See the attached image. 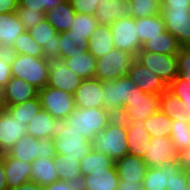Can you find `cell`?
I'll list each match as a JSON object with an SVG mask.
<instances>
[{
  "label": "cell",
  "mask_w": 190,
  "mask_h": 190,
  "mask_svg": "<svg viewBox=\"0 0 190 190\" xmlns=\"http://www.w3.org/2000/svg\"><path fill=\"white\" fill-rule=\"evenodd\" d=\"M83 79L72 72L64 60L51 61L48 86L74 95Z\"/></svg>",
  "instance_id": "17"
},
{
  "label": "cell",
  "mask_w": 190,
  "mask_h": 190,
  "mask_svg": "<svg viewBox=\"0 0 190 190\" xmlns=\"http://www.w3.org/2000/svg\"><path fill=\"white\" fill-rule=\"evenodd\" d=\"M117 81L121 85L122 103L125 110L127 107H130V101L133 99L136 93L139 92V89L133 84L127 75L119 77Z\"/></svg>",
  "instance_id": "47"
},
{
  "label": "cell",
  "mask_w": 190,
  "mask_h": 190,
  "mask_svg": "<svg viewBox=\"0 0 190 190\" xmlns=\"http://www.w3.org/2000/svg\"><path fill=\"white\" fill-rule=\"evenodd\" d=\"M72 124L60 121L55 136L52 137L56 156L77 158L81 161L92 149L91 141L79 133Z\"/></svg>",
  "instance_id": "4"
},
{
  "label": "cell",
  "mask_w": 190,
  "mask_h": 190,
  "mask_svg": "<svg viewBox=\"0 0 190 190\" xmlns=\"http://www.w3.org/2000/svg\"><path fill=\"white\" fill-rule=\"evenodd\" d=\"M7 154L28 163L34 162L38 157L44 159L56 157L52 138L36 139L29 134L15 143Z\"/></svg>",
  "instance_id": "5"
},
{
  "label": "cell",
  "mask_w": 190,
  "mask_h": 190,
  "mask_svg": "<svg viewBox=\"0 0 190 190\" xmlns=\"http://www.w3.org/2000/svg\"><path fill=\"white\" fill-rule=\"evenodd\" d=\"M182 165L179 161H170L161 167H148L143 179V190H166L171 178L176 176L181 170Z\"/></svg>",
  "instance_id": "20"
},
{
  "label": "cell",
  "mask_w": 190,
  "mask_h": 190,
  "mask_svg": "<svg viewBox=\"0 0 190 190\" xmlns=\"http://www.w3.org/2000/svg\"><path fill=\"white\" fill-rule=\"evenodd\" d=\"M178 76L190 83V46H182L177 54Z\"/></svg>",
  "instance_id": "45"
},
{
  "label": "cell",
  "mask_w": 190,
  "mask_h": 190,
  "mask_svg": "<svg viewBox=\"0 0 190 190\" xmlns=\"http://www.w3.org/2000/svg\"><path fill=\"white\" fill-rule=\"evenodd\" d=\"M12 77L9 52H0V92Z\"/></svg>",
  "instance_id": "48"
},
{
  "label": "cell",
  "mask_w": 190,
  "mask_h": 190,
  "mask_svg": "<svg viewBox=\"0 0 190 190\" xmlns=\"http://www.w3.org/2000/svg\"><path fill=\"white\" fill-rule=\"evenodd\" d=\"M18 8V0H0V14L11 13Z\"/></svg>",
  "instance_id": "53"
},
{
  "label": "cell",
  "mask_w": 190,
  "mask_h": 190,
  "mask_svg": "<svg viewBox=\"0 0 190 190\" xmlns=\"http://www.w3.org/2000/svg\"><path fill=\"white\" fill-rule=\"evenodd\" d=\"M84 178L87 190H117L120 181L115 165L106 170H94Z\"/></svg>",
  "instance_id": "30"
},
{
  "label": "cell",
  "mask_w": 190,
  "mask_h": 190,
  "mask_svg": "<svg viewBox=\"0 0 190 190\" xmlns=\"http://www.w3.org/2000/svg\"><path fill=\"white\" fill-rule=\"evenodd\" d=\"M178 161L182 167H190V146L179 153Z\"/></svg>",
  "instance_id": "56"
},
{
  "label": "cell",
  "mask_w": 190,
  "mask_h": 190,
  "mask_svg": "<svg viewBox=\"0 0 190 190\" xmlns=\"http://www.w3.org/2000/svg\"><path fill=\"white\" fill-rule=\"evenodd\" d=\"M135 58L126 51L114 48L107 55L97 59L95 78L101 82L117 80L127 74Z\"/></svg>",
  "instance_id": "6"
},
{
  "label": "cell",
  "mask_w": 190,
  "mask_h": 190,
  "mask_svg": "<svg viewBox=\"0 0 190 190\" xmlns=\"http://www.w3.org/2000/svg\"><path fill=\"white\" fill-rule=\"evenodd\" d=\"M11 75L43 89L48 85L51 61L44 57H31L23 54H9Z\"/></svg>",
  "instance_id": "2"
},
{
  "label": "cell",
  "mask_w": 190,
  "mask_h": 190,
  "mask_svg": "<svg viewBox=\"0 0 190 190\" xmlns=\"http://www.w3.org/2000/svg\"><path fill=\"white\" fill-rule=\"evenodd\" d=\"M5 109L13 118L27 126L31 118H33L42 108L39 97H36L21 104L6 106Z\"/></svg>",
  "instance_id": "37"
},
{
  "label": "cell",
  "mask_w": 190,
  "mask_h": 190,
  "mask_svg": "<svg viewBox=\"0 0 190 190\" xmlns=\"http://www.w3.org/2000/svg\"><path fill=\"white\" fill-rule=\"evenodd\" d=\"M168 90L177 96L184 105V110L190 117V83L177 76L169 85Z\"/></svg>",
  "instance_id": "43"
},
{
  "label": "cell",
  "mask_w": 190,
  "mask_h": 190,
  "mask_svg": "<svg viewBox=\"0 0 190 190\" xmlns=\"http://www.w3.org/2000/svg\"><path fill=\"white\" fill-rule=\"evenodd\" d=\"M182 168L186 177L187 185L189 186L190 189V167H182Z\"/></svg>",
  "instance_id": "60"
},
{
  "label": "cell",
  "mask_w": 190,
  "mask_h": 190,
  "mask_svg": "<svg viewBox=\"0 0 190 190\" xmlns=\"http://www.w3.org/2000/svg\"><path fill=\"white\" fill-rule=\"evenodd\" d=\"M160 13V0H130V16L134 19L150 17Z\"/></svg>",
  "instance_id": "42"
},
{
  "label": "cell",
  "mask_w": 190,
  "mask_h": 190,
  "mask_svg": "<svg viewBox=\"0 0 190 190\" xmlns=\"http://www.w3.org/2000/svg\"><path fill=\"white\" fill-rule=\"evenodd\" d=\"M94 16L99 24L110 26L115 21L130 16V0H100Z\"/></svg>",
  "instance_id": "24"
},
{
  "label": "cell",
  "mask_w": 190,
  "mask_h": 190,
  "mask_svg": "<svg viewBox=\"0 0 190 190\" xmlns=\"http://www.w3.org/2000/svg\"><path fill=\"white\" fill-rule=\"evenodd\" d=\"M64 0H18V7L29 8L33 11H40L45 14L50 9L63 3Z\"/></svg>",
  "instance_id": "46"
},
{
  "label": "cell",
  "mask_w": 190,
  "mask_h": 190,
  "mask_svg": "<svg viewBox=\"0 0 190 190\" xmlns=\"http://www.w3.org/2000/svg\"><path fill=\"white\" fill-rule=\"evenodd\" d=\"M60 60L67 58L78 50V47L73 45L68 36V31L60 33Z\"/></svg>",
  "instance_id": "50"
},
{
  "label": "cell",
  "mask_w": 190,
  "mask_h": 190,
  "mask_svg": "<svg viewBox=\"0 0 190 190\" xmlns=\"http://www.w3.org/2000/svg\"><path fill=\"white\" fill-rule=\"evenodd\" d=\"M27 31L43 48L45 59L49 61L60 59V33L46 19Z\"/></svg>",
  "instance_id": "10"
},
{
  "label": "cell",
  "mask_w": 190,
  "mask_h": 190,
  "mask_svg": "<svg viewBox=\"0 0 190 190\" xmlns=\"http://www.w3.org/2000/svg\"><path fill=\"white\" fill-rule=\"evenodd\" d=\"M59 121L46 110L41 109L27 125V134L36 139L52 138L55 136Z\"/></svg>",
  "instance_id": "27"
},
{
  "label": "cell",
  "mask_w": 190,
  "mask_h": 190,
  "mask_svg": "<svg viewBox=\"0 0 190 190\" xmlns=\"http://www.w3.org/2000/svg\"><path fill=\"white\" fill-rule=\"evenodd\" d=\"M75 14L76 12L72 8L69 0H64L63 3L45 12L44 18L55 28L57 32L61 33L70 30L73 25Z\"/></svg>",
  "instance_id": "29"
},
{
  "label": "cell",
  "mask_w": 190,
  "mask_h": 190,
  "mask_svg": "<svg viewBox=\"0 0 190 190\" xmlns=\"http://www.w3.org/2000/svg\"><path fill=\"white\" fill-rule=\"evenodd\" d=\"M114 48L115 47L110 26L99 24L95 28L92 36L89 38L87 50L96 59H99L107 55Z\"/></svg>",
  "instance_id": "28"
},
{
  "label": "cell",
  "mask_w": 190,
  "mask_h": 190,
  "mask_svg": "<svg viewBox=\"0 0 190 190\" xmlns=\"http://www.w3.org/2000/svg\"><path fill=\"white\" fill-rule=\"evenodd\" d=\"M81 161L77 158L66 157V155L56 156L54 158V166L58 174V180H72L76 176L81 175Z\"/></svg>",
  "instance_id": "41"
},
{
  "label": "cell",
  "mask_w": 190,
  "mask_h": 190,
  "mask_svg": "<svg viewBox=\"0 0 190 190\" xmlns=\"http://www.w3.org/2000/svg\"><path fill=\"white\" fill-rule=\"evenodd\" d=\"M2 155H3V153L0 151V160L2 159Z\"/></svg>",
  "instance_id": "61"
},
{
  "label": "cell",
  "mask_w": 190,
  "mask_h": 190,
  "mask_svg": "<svg viewBox=\"0 0 190 190\" xmlns=\"http://www.w3.org/2000/svg\"><path fill=\"white\" fill-rule=\"evenodd\" d=\"M38 97L41 108L59 122L68 117L76 108L74 95L48 85L39 90Z\"/></svg>",
  "instance_id": "7"
},
{
  "label": "cell",
  "mask_w": 190,
  "mask_h": 190,
  "mask_svg": "<svg viewBox=\"0 0 190 190\" xmlns=\"http://www.w3.org/2000/svg\"><path fill=\"white\" fill-rule=\"evenodd\" d=\"M115 165V161L106 154L91 149L81 160V175H90L92 171L99 169H110Z\"/></svg>",
  "instance_id": "35"
},
{
  "label": "cell",
  "mask_w": 190,
  "mask_h": 190,
  "mask_svg": "<svg viewBox=\"0 0 190 190\" xmlns=\"http://www.w3.org/2000/svg\"><path fill=\"white\" fill-rule=\"evenodd\" d=\"M136 59L159 76L167 86L178 76L177 55L139 52Z\"/></svg>",
  "instance_id": "9"
},
{
  "label": "cell",
  "mask_w": 190,
  "mask_h": 190,
  "mask_svg": "<svg viewBox=\"0 0 190 190\" xmlns=\"http://www.w3.org/2000/svg\"><path fill=\"white\" fill-rule=\"evenodd\" d=\"M160 111L172 121L185 118V115H187L182 101L168 89L160 95Z\"/></svg>",
  "instance_id": "40"
},
{
  "label": "cell",
  "mask_w": 190,
  "mask_h": 190,
  "mask_svg": "<svg viewBox=\"0 0 190 190\" xmlns=\"http://www.w3.org/2000/svg\"><path fill=\"white\" fill-rule=\"evenodd\" d=\"M166 31L182 46H190V10H161Z\"/></svg>",
  "instance_id": "15"
},
{
  "label": "cell",
  "mask_w": 190,
  "mask_h": 190,
  "mask_svg": "<svg viewBox=\"0 0 190 190\" xmlns=\"http://www.w3.org/2000/svg\"><path fill=\"white\" fill-rule=\"evenodd\" d=\"M9 54H23L31 57H44L43 48L37 44L27 30L23 31L7 51Z\"/></svg>",
  "instance_id": "38"
},
{
  "label": "cell",
  "mask_w": 190,
  "mask_h": 190,
  "mask_svg": "<svg viewBox=\"0 0 190 190\" xmlns=\"http://www.w3.org/2000/svg\"><path fill=\"white\" fill-rule=\"evenodd\" d=\"M135 24L137 27L138 39L141 44L166 31L161 13L150 17L135 19Z\"/></svg>",
  "instance_id": "33"
},
{
  "label": "cell",
  "mask_w": 190,
  "mask_h": 190,
  "mask_svg": "<svg viewBox=\"0 0 190 190\" xmlns=\"http://www.w3.org/2000/svg\"><path fill=\"white\" fill-rule=\"evenodd\" d=\"M25 31L17 11L0 14V49L8 51L16 38Z\"/></svg>",
  "instance_id": "26"
},
{
  "label": "cell",
  "mask_w": 190,
  "mask_h": 190,
  "mask_svg": "<svg viewBox=\"0 0 190 190\" xmlns=\"http://www.w3.org/2000/svg\"><path fill=\"white\" fill-rule=\"evenodd\" d=\"M27 134V126L13 118L0 107V151L7 153L11 147Z\"/></svg>",
  "instance_id": "16"
},
{
  "label": "cell",
  "mask_w": 190,
  "mask_h": 190,
  "mask_svg": "<svg viewBox=\"0 0 190 190\" xmlns=\"http://www.w3.org/2000/svg\"><path fill=\"white\" fill-rule=\"evenodd\" d=\"M67 183L70 184L73 190H87L83 175L76 176L72 180H68Z\"/></svg>",
  "instance_id": "55"
},
{
  "label": "cell",
  "mask_w": 190,
  "mask_h": 190,
  "mask_svg": "<svg viewBox=\"0 0 190 190\" xmlns=\"http://www.w3.org/2000/svg\"><path fill=\"white\" fill-rule=\"evenodd\" d=\"M150 146L144 155L143 160L150 168H158L170 161L179 160V152L174 147L170 137L150 138Z\"/></svg>",
  "instance_id": "13"
},
{
  "label": "cell",
  "mask_w": 190,
  "mask_h": 190,
  "mask_svg": "<svg viewBox=\"0 0 190 190\" xmlns=\"http://www.w3.org/2000/svg\"><path fill=\"white\" fill-rule=\"evenodd\" d=\"M126 75L139 90L145 93L161 95L168 89L159 76L143 66L136 58Z\"/></svg>",
  "instance_id": "11"
},
{
  "label": "cell",
  "mask_w": 190,
  "mask_h": 190,
  "mask_svg": "<svg viewBox=\"0 0 190 190\" xmlns=\"http://www.w3.org/2000/svg\"><path fill=\"white\" fill-rule=\"evenodd\" d=\"M2 159L8 189L31 181V163L12 158L7 153H3Z\"/></svg>",
  "instance_id": "23"
},
{
  "label": "cell",
  "mask_w": 190,
  "mask_h": 190,
  "mask_svg": "<svg viewBox=\"0 0 190 190\" xmlns=\"http://www.w3.org/2000/svg\"><path fill=\"white\" fill-rule=\"evenodd\" d=\"M31 181L40 187L50 185L58 181V174L54 166V158L44 159L38 157L31 163Z\"/></svg>",
  "instance_id": "32"
},
{
  "label": "cell",
  "mask_w": 190,
  "mask_h": 190,
  "mask_svg": "<svg viewBox=\"0 0 190 190\" xmlns=\"http://www.w3.org/2000/svg\"><path fill=\"white\" fill-rule=\"evenodd\" d=\"M141 188H142V185L124 184V182L120 180L117 190H141Z\"/></svg>",
  "instance_id": "59"
},
{
  "label": "cell",
  "mask_w": 190,
  "mask_h": 190,
  "mask_svg": "<svg viewBox=\"0 0 190 190\" xmlns=\"http://www.w3.org/2000/svg\"><path fill=\"white\" fill-rule=\"evenodd\" d=\"M180 47L176 38L170 32L165 31L159 34V36H155L143 42L140 52L177 55Z\"/></svg>",
  "instance_id": "31"
},
{
  "label": "cell",
  "mask_w": 190,
  "mask_h": 190,
  "mask_svg": "<svg viewBox=\"0 0 190 190\" xmlns=\"http://www.w3.org/2000/svg\"><path fill=\"white\" fill-rule=\"evenodd\" d=\"M115 116L104 107L100 108H75L63 122L72 124L79 133L89 141L103 131Z\"/></svg>",
  "instance_id": "3"
},
{
  "label": "cell",
  "mask_w": 190,
  "mask_h": 190,
  "mask_svg": "<svg viewBox=\"0 0 190 190\" xmlns=\"http://www.w3.org/2000/svg\"><path fill=\"white\" fill-rule=\"evenodd\" d=\"M145 129L148 131L149 137H170L172 130V120L168 118L162 111H158L145 120Z\"/></svg>",
  "instance_id": "39"
},
{
  "label": "cell",
  "mask_w": 190,
  "mask_h": 190,
  "mask_svg": "<svg viewBox=\"0 0 190 190\" xmlns=\"http://www.w3.org/2000/svg\"><path fill=\"white\" fill-rule=\"evenodd\" d=\"M166 190H190L183 169L171 178Z\"/></svg>",
  "instance_id": "52"
},
{
  "label": "cell",
  "mask_w": 190,
  "mask_h": 190,
  "mask_svg": "<svg viewBox=\"0 0 190 190\" xmlns=\"http://www.w3.org/2000/svg\"><path fill=\"white\" fill-rule=\"evenodd\" d=\"M9 190H42V187H40L35 182L29 181V182H26V183L20 185L19 187H14Z\"/></svg>",
  "instance_id": "57"
},
{
  "label": "cell",
  "mask_w": 190,
  "mask_h": 190,
  "mask_svg": "<svg viewBox=\"0 0 190 190\" xmlns=\"http://www.w3.org/2000/svg\"><path fill=\"white\" fill-rule=\"evenodd\" d=\"M160 110V95L148 94L139 90L120 115L123 120L145 121Z\"/></svg>",
  "instance_id": "12"
},
{
  "label": "cell",
  "mask_w": 190,
  "mask_h": 190,
  "mask_svg": "<svg viewBox=\"0 0 190 190\" xmlns=\"http://www.w3.org/2000/svg\"><path fill=\"white\" fill-rule=\"evenodd\" d=\"M0 190H9L6 184L3 159L0 160Z\"/></svg>",
  "instance_id": "58"
},
{
  "label": "cell",
  "mask_w": 190,
  "mask_h": 190,
  "mask_svg": "<svg viewBox=\"0 0 190 190\" xmlns=\"http://www.w3.org/2000/svg\"><path fill=\"white\" fill-rule=\"evenodd\" d=\"M104 108L114 116H120L124 111L121 85L117 80L103 82Z\"/></svg>",
  "instance_id": "34"
},
{
  "label": "cell",
  "mask_w": 190,
  "mask_h": 190,
  "mask_svg": "<svg viewBox=\"0 0 190 190\" xmlns=\"http://www.w3.org/2000/svg\"><path fill=\"white\" fill-rule=\"evenodd\" d=\"M110 28L114 47L136 57L142 44L138 39L135 19L132 16L123 17L110 25Z\"/></svg>",
  "instance_id": "8"
},
{
  "label": "cell",
  "mask_w": 190,
  "mask_h": 190,
  "mask_svg": "<svg viewBox=\"0 0 190 190\" xmlns=\"http://www.w3.org/2000/svg\"><path fill=\"white\" fill-rule=\"evenodd\" d=\"M69 69L82 79L95 78L97 59L85 47L63 59Z\"/></svg>",
  "instance_id": "25"
},
{
  "label": "cell",
  "mask_w": 190,
  "mask_h": 190,
  "mask_svg": "<svg viewBox=\"0 0 190 190\" xmlns=\"http://www.w3.org/2000/svg\"><path fill=\"white\" fill-rule=\"evenodd\" d=\"M103 82L97 78L83 79L74 93L76 108L104 107Z\"/></svg>",
  "instance_id": "18"
},
{
  "label": "cell",
  "mask_w": 190,
  "mask_h": 190,
  "mask_svg": "<svg viewBox=\"0 0 190 190\" xmlns=\"http://www.w3.org/2000/svg\"><path fill=\"white\" fill-rule=\"evenodd\" d=\"M16 11L25 30L33 28L45 19V14L40 11L35 12L25 7H18Z\"/></svg>",
  "instance_id": "44"
},
{
  "label": "cell",
  "mask_w": 190,
  "mask_h": 190,
  "mask_svg": "<svg viewBox=\"0 0 190 190\" xmlns=\"http://www.w3.org/2000/svg\"><path fill=\"white\" fill-rule=\"evenodd\" d=\"M127 131L128 154L143 158L150 146V137L145 129V121L124 120Z\"/></svg>",
  "instance_id": "21"
},
{
  "label": "cell",
  "mask_w": 190,
  "mask_h": 190,
  "mask_svg": "<svg viewBox=\"0 0 190 190\" xmlns=\"http://www.w3.org/2000/svg\"><path fill=\"white\" fill-rule=\"evenodd\" d=\"M161 10H190V0H160Z\"/></svg>",
  "instance_id": "51"
},
{
  "label": "cell",
  "mask_w": 190,
  "mask_h": 190,
  "mask_svg": "<svg viewBox=\"0 0 190 190\" xmlns=\"http://www.w3.org/2000/svg\"><path fill=\"white\" fill-rule=\"evenodd\" d=\"M118 177L124 184L142 185L147 164L143 158L127 154L123 158L115 161Z\"/></svg>",
  "instance_id": "19"
},
{
  "label": "cell",
  "mask_w": 190,
  "mask_h": 190,
  "mask_svg": "<svg viewBox=\"0 0 190 190\" xmlns=\"http://www.w3.org/2000/svg\"><path fill=\"white\" fill-rule=\"evenodd\" d=\"M42 190H73V188L67 181L58 180L50 185L42 187Z\"/></svg>",
  "instance_id": "54"
},
{
  "label": "cell",
  "mask_w": 190,
  "mask_h": 190,
  "mask_svg": "<svg viewBox=\"0 0 190 190\" xmlns=\"http://www.w3.org/2000/svg\"><path fill=\"white\" fill-rule=\"evenodd\" d=\"M39 89L21 78L11 77L0 92V107L21 104L38 97Z\"/></svg>",
  "instance_id": "14"
},
{
  "label": "cell",
  "mask_w": 190,
  "mask_h": 190,
  "mask_svg": "<svg viewBox=\"0 0 190 190\" xmlns=\"http://www.w3.org/2000/svg\"><path fill=\"white\" fill-rule=\"evenodd\" d=\"M100 0H69L76 13L95 15Z\"/></svg>",
  "instance_id": "49"
},
{
  "label": "cell",
  "mask_w": 190,
  "mask_h": 190,
  "mask_svg": "<svg viewBox=\"0 0 190 190\" xmlns=\"http://www.w3.org/2000/svg\"><path fill=\"white\" fill-rule=\"evenodd\" d=\"M126 122L115 116L91 141L93 150L109 155L114 161L128 154Z\"/></svg>",
  "instance_id": "1"
},
{
  "label": "cell",
  "mask_w": 190,
  "mask_h": 190,
  "mask_svg": "<svg viewBox=\"0 0 190 190\" xmlns=\"http://www.w3.org/2000/svg\"><path fill=\"white\" fill-rule=\"evenodd\" d=\"M170 140L179 153L190 146V117L188 115L172 121Z\"/></svg>",
  "instance_id": "36"
},
{
  "label": "cell",
  "mask_w": 190,
  "mask_h": 190,
  "mask_svg": "<svg viewBox=\"0 0 190 190\" xmlns=\"http://www.w3.org/2000/svg\"><path fill=\"white\" fill-rule=\"evenodd\" d=\"M98 25L99 22L94 15L76 13L73 25L68 31L70 41L77 47L87 48L89 38Z\"/></svg>",
  "instance_id": "22"
}]
</instances>
